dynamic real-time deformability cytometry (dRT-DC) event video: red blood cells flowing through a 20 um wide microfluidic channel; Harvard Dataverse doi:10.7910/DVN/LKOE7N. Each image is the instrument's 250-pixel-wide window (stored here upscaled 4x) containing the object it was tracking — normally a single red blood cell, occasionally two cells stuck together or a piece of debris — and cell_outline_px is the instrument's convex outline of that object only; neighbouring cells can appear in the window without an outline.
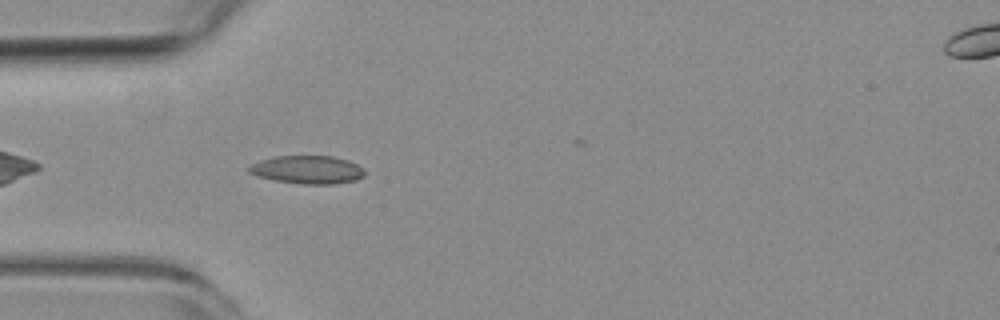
{"species": "common noctule bat (a hibernating species)", "species_latin": "Nyctalus noctula", "temperature_condition": "room temperature", "stored_images_in_passage": 4, "camera_frame_rate_fps": 3000, "um_per_image_px": 0.085, "animal": {"sex": "female", "body_mass_g": 19.3, "forearm_length_mm": 54.1}, "frame": {"image": 1, "passage_image": 3, "time_ms": 2.333, "image_size_px": [1000, 320], "cell_outline_px": [[364, 176], [356, 180], [332, 184], [300, 184], [272, 180], [256, 176], [248, 172], [248, 168], [252, 164], [260, 160], [272, 156], [332, 156], [348, 160], [364, 168]], "centroid_in_image_um": [26.11, 14.43], "position_along_channel_um": 58.9, "area_um2": 19.13}}